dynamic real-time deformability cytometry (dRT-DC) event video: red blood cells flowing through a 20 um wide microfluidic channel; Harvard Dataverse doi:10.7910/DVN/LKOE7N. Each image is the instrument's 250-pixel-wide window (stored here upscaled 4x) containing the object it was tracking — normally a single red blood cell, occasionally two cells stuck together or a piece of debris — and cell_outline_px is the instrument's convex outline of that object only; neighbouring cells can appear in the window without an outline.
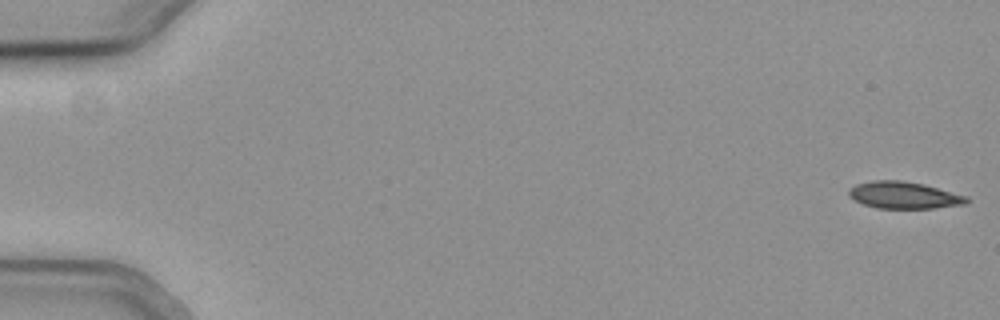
{"species": "common noctule bat (a hibernating species)", "species_latin": "Nyctalus noctula", "temperature_condition": "cold", "stored_images_in_passage": 15, "camera_frame_rate_fps": 3000, "um_per_image_px": 0.085, "animal": {"sex": "female", "body_mass_g": 19.3, "forearm_length_mm": 54.1}, "frame": {"image": 1, "passage_image": 1, "time_ms": 0.0, "image_size_px": [1000, 320], "cell_outline_px": [[972, 200], [968, 204], [932, 208], [876, 208], [864, 204], [848, 196], [848, 188], [856, 184], [872, 180], [900, 180], [924, 184], [968, 196]], "centroid_in_image_um": [76.87, 16.58], "position_along_channel_um": 8.1, "area_um2": 18.67}}
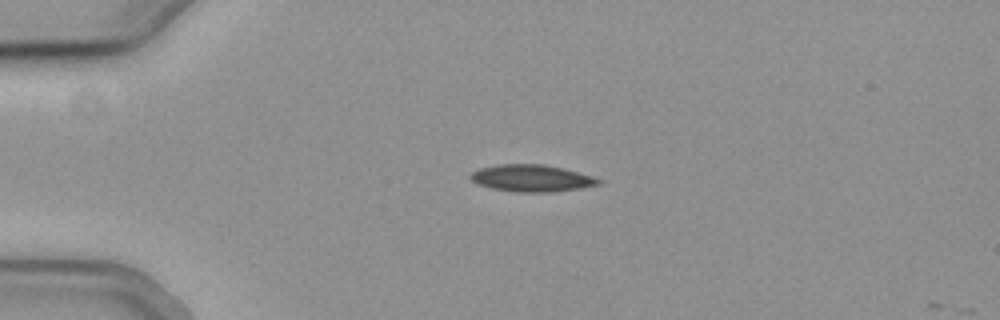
{"frame": {"image": 2, "passage_image": 14, "time_ms": 4.333, "image_size_px": [1000, 320], "cell_outline_px": [[604, 180], [600, 184], [580, 188], [552, 192], [516, 192], [492, 188], [480, 184], [472, 180], [468, 176], [472, 172], [480, 168], [500, 164], [544, 164], [564, 168], [592, 176]], "centroid_in_image_um": [45.22, 15.14], "position_along_channel_um": 39.8, "area_um2": 20.06}}